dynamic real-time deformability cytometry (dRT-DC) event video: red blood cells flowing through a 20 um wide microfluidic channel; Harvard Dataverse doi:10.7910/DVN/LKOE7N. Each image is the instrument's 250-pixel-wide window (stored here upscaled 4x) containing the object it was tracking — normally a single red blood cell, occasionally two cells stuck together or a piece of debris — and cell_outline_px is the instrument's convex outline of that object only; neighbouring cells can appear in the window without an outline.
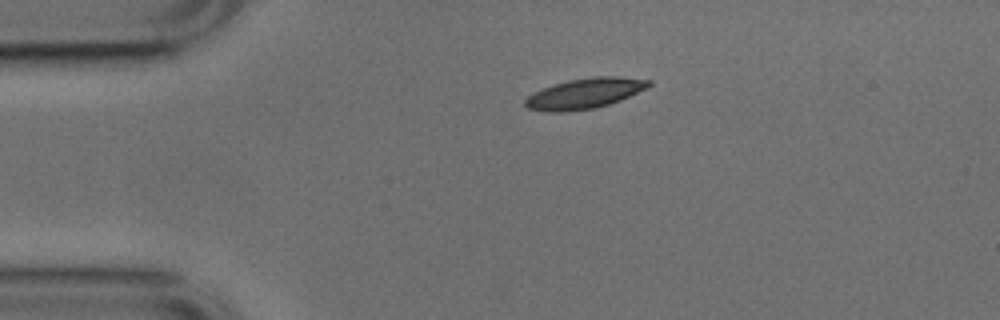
{"species": "common noctule bat (a hibernating species)", "species_latin": "Nyctalus noctula", "temperature_condition": "cold", "stored_images_in_passage": 34, "camera_frame_rate_fps": 3000, "um_per_image_px": 0.085, "animal": {"sex": "male", "body_mass_g": 17.9, "forearm_length_mm": 54.2}, "frame": {"image": 1, "passage_image": 1, "time_ms": 0.0, "image_size_px": [1000, 320], "cell_outline_px": [[652, 84], [648, 88], [620, 100], [596, 108], [564, 112], [548, 112], [528, 108], [524, 104], [524, 100], [528, 96], [544, 88], [568, 80], [596, 76], [616, 76], [652, 80]], "centroid_in_image_um": [49.74, 7.94], "position_along_channel_um": 35.3, "area_um2": 21.79}}
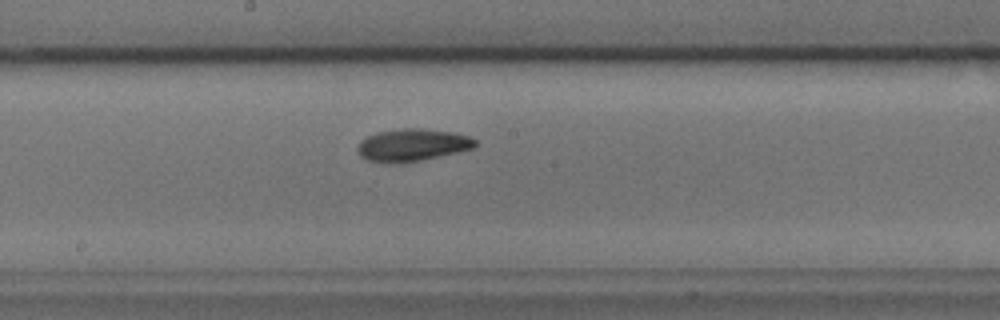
{"frame": {"image": 2, "passage_image": 18, "time_ms": 5.667, "image_size_px": [1000, 320], "cell_outline_px": [[476, 148], [420, 160], [400, 164], [392, 164], [368, 160], [360, 156], [356, 148], [360, 140], [376, 132], [404, 128], [420, 128], [452, 132], [468, 136], [476, 140]], "centroid_in_image_um": [35.02, 12.33], "position_along_channel_um": 213.2, "area_um2": 22.31}}
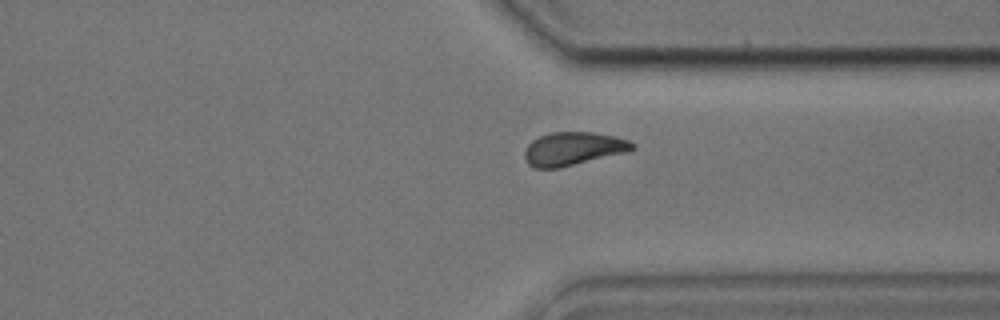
{"frame": {"image": 3, "passage_image": 30, "time_ms": 9.667, "image_size_px": [1000, 320], "cell_outline_px": [[636, 148], [628, 152], [560, 168], [536, 168], [528, 164], [524, 156], [524, 152], [528, 144], [532, 140], [540, 136], [552, 132], [592, 132], [616, 136], [628, 140], [636, 144]], "centroid_in_image_um": [48.75, 12.64], "position_along_channel_um": 362.6, "area_um2": 21.1}}